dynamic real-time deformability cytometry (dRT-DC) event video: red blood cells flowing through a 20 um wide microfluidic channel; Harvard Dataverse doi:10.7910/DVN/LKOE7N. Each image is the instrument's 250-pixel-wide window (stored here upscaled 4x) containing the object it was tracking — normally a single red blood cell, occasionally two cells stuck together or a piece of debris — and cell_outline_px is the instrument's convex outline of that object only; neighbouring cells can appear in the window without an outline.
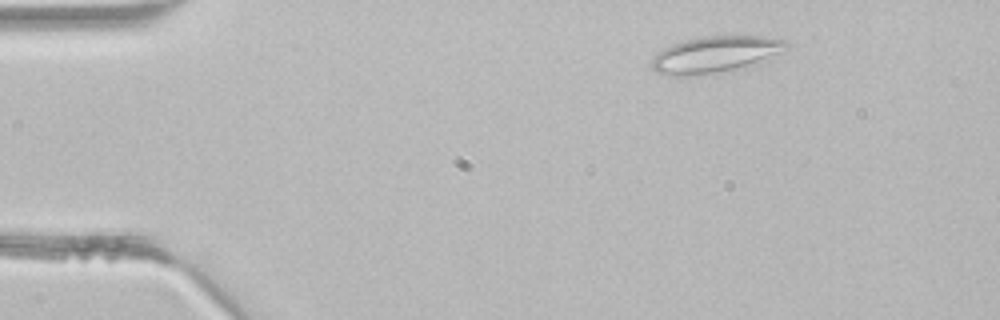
{"species": "common noctule bat (a hibernating species)", "species_latin": "Nyctalus noctula", "temperature_condition": "room temperature", "stored_images_in_passage": 4, "segment_of_instrument_passage": [1, 2], "camera_frame_rate_fps": 3000, "um_per_image_px": 0.085, "animal": {"sex": "male", "body_mass_g": 21.5, "forearm_length_mm": 52.0}, "frame": {"image": 1, "passage_image": 2, "time_ms": 0.333, "image_size_px": [1000, 320], "cell_outline_px": [[792, 44], [788, 48], [744, 68], [684, 76], [668, 76], [656, 72], [652, 68], [652, 60], [656, 52], [672, 44], [684, 40], [708, 36], [760, 36], [784, 40]], "centroid_in_image_um": [60.76, 4.62], "position_along_channel_um": 24.2, "area_um2": 28.26}}